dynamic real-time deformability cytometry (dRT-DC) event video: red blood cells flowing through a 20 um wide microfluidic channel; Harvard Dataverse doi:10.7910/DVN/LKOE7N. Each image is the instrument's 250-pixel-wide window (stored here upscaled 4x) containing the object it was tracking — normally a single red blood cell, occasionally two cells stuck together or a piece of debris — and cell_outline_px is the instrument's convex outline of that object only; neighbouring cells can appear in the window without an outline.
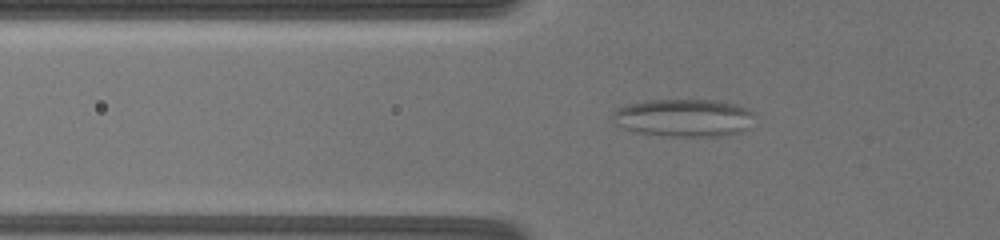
{"species": "common noctule bat (a hibernating species)", "species_latin": "Nyctalus noctula", "temperature_condition": "warm", "stored_images_in_passage": 35, "camera_frame_rate_fps": 3000, "um_per_image_px": 0.085, "animal": {"sex": "female", "body_mass_g": 19.5, "forearm_length_mm": 54.1}, "frame": {"image": 1, "passage_image": 34, "time_ms": 8.333, "image_size_px": [1000, 240], "cell_outline_px": [[756, 112], [744, 128], [740, 132], [716, 136], [668, 136], [632, 132], [616, 124], [612, 120], [612, 112], [616, 108], [628, 104], [652, 100], [716, 100], [736, 104]], "centroid_in_image_um": [58.06, 10.0], "position_along_channel_um": 67.7, "area_um2": 31.1}}